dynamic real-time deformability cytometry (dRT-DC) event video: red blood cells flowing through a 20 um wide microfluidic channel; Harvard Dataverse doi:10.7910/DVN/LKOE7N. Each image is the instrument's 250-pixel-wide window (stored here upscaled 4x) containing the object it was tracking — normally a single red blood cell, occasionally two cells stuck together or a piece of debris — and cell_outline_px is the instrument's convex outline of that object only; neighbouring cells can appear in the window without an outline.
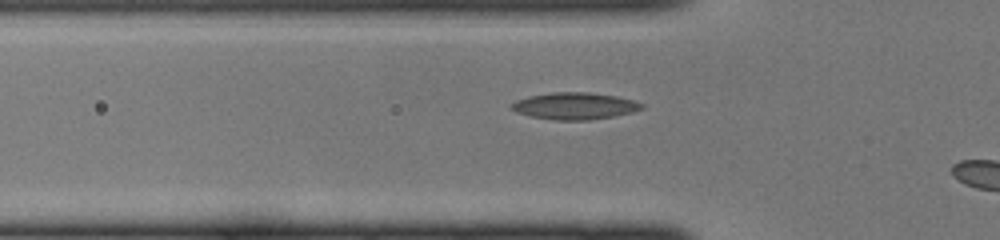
{"species": "common noctule bat (a hibernating species)", "species_latin": "Nyctalus noctula", "temperature_condition": "cold", "stored_images_in_passage": 5, "camera_frame_rate_fps": 3000, "um_per_image_px": 0.085, "animal": {"sex": "female", "body_mass_g": 22.0, "forearm_length_mm": 56.7}, "frame": {"image": 1, "passage_image": 4, "time_ms": 1.0, "image_size_px": [1000, 240], "cell_outline_px": [[644, 108], [632, 112], [616, 116], [588, 120], [552, 120], [528, 116], [516, 112], [508, 108], [508, 104], [516, 100], [528, 96], [552, 92], [588, 92], [616, 96], [632, 100], [644, 104]], "centroid_in_image_um": [48.79, 9.01], "position_along_channel_um": 77.0, "area_um2": 20.69}}